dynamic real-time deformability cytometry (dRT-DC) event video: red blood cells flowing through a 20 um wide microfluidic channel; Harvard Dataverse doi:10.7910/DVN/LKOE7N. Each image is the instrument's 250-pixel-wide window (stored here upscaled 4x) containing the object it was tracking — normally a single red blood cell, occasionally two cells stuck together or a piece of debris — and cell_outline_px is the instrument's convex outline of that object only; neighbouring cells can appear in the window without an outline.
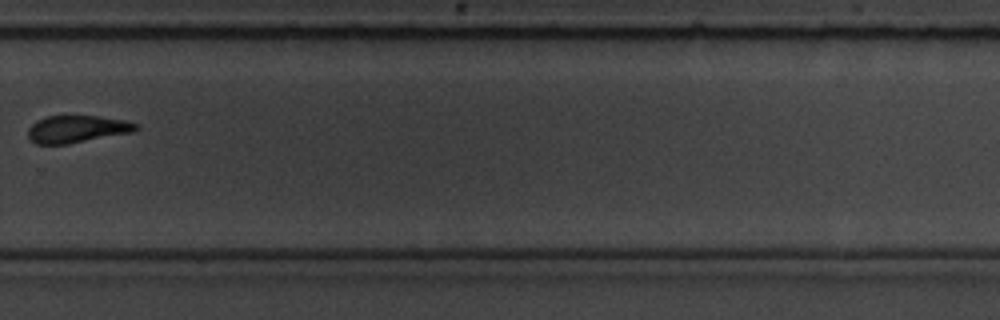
{"species": "common noctule bat (a hibernating species)", "species_latin": "Nyctalus noctula", "temperature_condition": "room temperature", "stored_images_in_passage": 15, "camera_frame_rate_fps": 3000, "um_per_image_px": 0.085, "animal": {"sex": "male", "body_mass_g": 19.5, "forearm_length_mm": 54.6}, "frame": {"image": 1, "passage_image": 11, "time_ms": 3.333, "image_size_px": [1000, 320], "cell_outline_px": [[140, 128], [136, 132], [68, 144], [36, 144], [28, 136], [28, 128], [36, 120], [44, 116], [100, 116], [124, 120], [136, 124]], "centroid_in_image_um": [6.56, 10.97], "position_along_channel_um": 323.2, "area_um2": 17.34}}
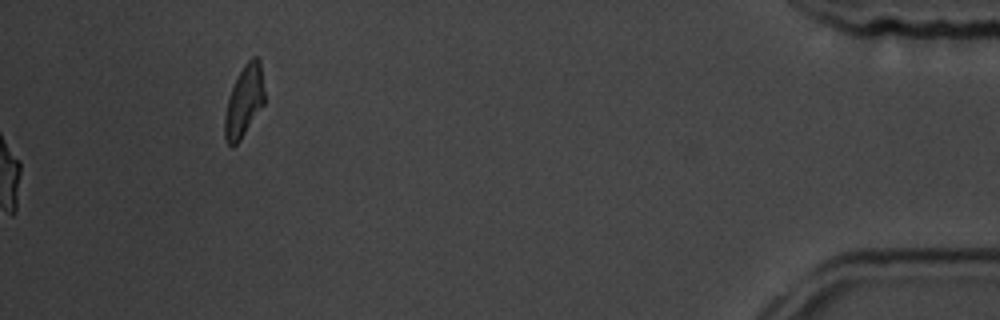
{"frame": {"image": 2, "passage_image": 15, "time_ms": 4.667, "image_size_px": [1000, 320], "cell_outline_px": [[264, 104], [240, 140], [236, 144], [228, 144], [224, 136], [224, 116], [228, 100], [232, 88], [244, 64], [252, 56], [256, 56], [260, 60], [264, 92]], "centroid_in_image_um": [20.75, 8.59], "position_along_channel_um": 414.4, "area_um2": 16.24}}